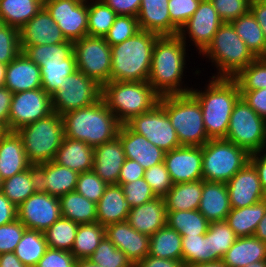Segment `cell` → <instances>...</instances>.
I'll use <instances>...</instances> for the list:
<instances>
[{"label":"cell","mask_w":266,"mask_h":267,"mask_svg":"<svg viewBox=\"0 0 266 267\" xmlns=\"http://www.w3.org/2000/svg\"><path fill=\"white\" fill-rule=\"evenodd\" d=\"M73 53L77 70L101 86L110 81L112 52L104 37L86 35L74 41Z\"/></svg>","instance_id":"7c38bea8"},{"label":"cell","mask_w":266,"mask_h":267,"mask_svg":"<svg viewBox=\"0 0 266 267\" xmlns=\"http://www.w3.org/2000/svg\"><path fill=\"white\" fill-rule=\"evenodd\" d=\"M59 202L63 218L77 224L97 222L96 203L76 191L62 195L59 197Z\"/></svg>","instance_id":"d590c367"},{"label":"cell","mask_w":266,"mask_h":267,"mask_svg":"<svg viewBox=\"0 0 266 267\" xmlns=\"http://www.w3.org/2000/svg\"><path fill=\"white\" fill-rule=\"evenodd\" d=\"M126 156L118 137L94 148L93 171L108 185L117 184Z\"/></svg>","instance_id":"cb8c5ba5"},{"label":"cell","mask_w":266,"mask_h":267,"mask_svg":"<svg viewBox=\"0 0 266 267\" xmlns=\"http://www.w3.org/2000/svg\"><path fill=\"white\" fill-rule=\"evenodd\" d=\"M125 124L164 152L181 146L176 130L172 126L165 109L159 103L150 111L132 117Z\"/></svg>","instance_id":"4fadbf2b"},{"label":"cell","mask_w":266,"mask_h":267,"mask_svg":"<svg viewBox=\"0 0 266 267\" xmlns=\"http://www.w3.org/2000/svg\"><path fill=\"white\" fill-rule=\"evenodd\" d=\"M213 261L214 253H212L211 234L207 231L205 235H200L198 263H206Z\"/></svg>","instance_id":"2644e50d"},{"label":"cell","mask_w":266,"mask_h":267,"mask_svg":"<svg viewBox=\"0 0 266 267\" xmlns=\"http://www.w3.org/2000/svg\"><path fill=\"white\" fill-rule=\"evenodd\" d=\"M266 212V199L243 208H231L225 222L230 226L236 236H254L259 221Z\"/></svg>","instance_id":"836d02e7"},{"label":"cell","mask_w":266,"mask_h":267,"mask_svg":"<svg viewBox=\"0 0 266 267\" xmlns=\"http://www.w3.org/2000/svg\"><path fill=\"white\" fill-rule=\"evenodd\" d=\"M254 236L266 243V212L263 218L259 221Z\"/></svg>","instance_id":"34e18365"},{"label":"cell","mask_w":266,"mask_h":267,"mask_svg":"<svg viewBox=\"0 0 266 267\" xmlns=\"http://www.w3.org/2000/svg\"><path fill=\"white\" fill-rule=\"evenodd\" d=\"M160 97L148 81H109L102 86L101 98L121 124L153 109Z\"/></svg>","instance_id":"5b68a950"},{"label":"cell","mask_w":266,"mask_h":267,"mask_svg":"<svg viewBox=\"0 0 266 267\" xmlns=\"http://www.w3.org/2000/svg\"><path fill=\"white\" fill-rule=\"evenodd\" d=\"M100 267H134L131 260L105 236L88 258Z\"/></svg>","instance_id":"c3c4849f"},{"label":"cell","mask_w":266,"mask_h":267,"mask_svg":"<svg viewBox=\"0 0 266 267\" xmlns=\"http://www.w3.org/2000/svg\"><path fill=\"white\" fill-rule=\"evenodd\" d=\"M207 231L211 234L214 261L222 260L238 237L225 221L210 222Z\"/></svg>","instance_id":"681fc988"},{"label":"cell","mask_w":266,"mask_h":267,"mask_svg":"<svg viewBox=\"0 0 266 267\" xmlns=\"http://www.w3.org/2000/svg\"><path fill=\"white\" fill-rule=\"evenodd\" d=\"M139 30L137 17L117 15L104 38L110 46H115L133 37Z\"/></svg>","instance_id":"f907efd6"},{"label":"cell","mask_w":266,"mask_h":267,"mask_svg":"<svg viewBox=\"0 0 266 267\" xmlns=\"http://www.w3.org/2000/svg\"><path fill=\"white\" fill-rule=\"evenodd\" d=\"M8 128L3 124L0 123V139L8 132Z\"/></svg>","instance_id":"979ff035"},{"label":"cell","mask_w":266,"mask_h":267,"mask_svg":"<svg viewBox=\"0 0 266 267\" xmlns=\"http://www.w3.org/2000/svg\"><path fill=\"white\" fill-rule=\"evenodd\" d=\"M121 188L126 201L130 203L132 208L147 203L157 197L144 178H139L129 183H123Z\"/></svg>","instance_id":"11a10c76"},{"label":"cell","mask_w":266,"mask_h":267,"mask_svg":"<svg viewBox=\"0 0 266 267\" xmlns=\"http://www.w3.org/2000/svg\"><path fill=\"white\" fill-rule=\"evenodd\" d=\"M51 113L52 96L43 88L14 93L9 113V131H17Z\"/></svg>","instance_id":"9a60e30c"},{"label":"cell","mask_w":266,"mask_h":267,"mask_svg":"<svg viewBox=\"0 0 266 267\" xmlns=\"http://www.w3.org/2000/svg\"><path fill=\"white\" fill-rule=\"evenodd\" d=\"M131 209L121 185L110 184L96 203L97 222L106 227L110 224L127 221Z\"/></svg>","instance_id":"f1b7e54d"},{"label":"cell","mask_w":266,"mask_h":267,"mask_svg":"<svg viewBox=\"0 0 266 267\" xmlns=\"http://www.w3.org/2000/svg\"><path fill=\"white\" fill-rule=\"evenodd\" d=\"M148 255L182 261V236L165 225L150 236Z\"/></svg>","instance_id":"74e56055"},{"label":"cell","mask_w":266,"mask_h":267,"mask_svg":"<svg viewBox=\"0 0 266 267\" xmlns=\"http://www.w3.org/2000/svg\"><path fill=\"white\" fill-rule=\"evenodd\" d=\"M32 165L53 161L64 138L63 118L56 112L16 131Z\"/></svg>","instance_id":"ba28073f"},{"label":"cell","mask_w":266,"mask_h":267,"mask_svg":"<svg viewBox=\"0 0 266 267\" xmlns=\"http://www.w3.org/2000/svg\"><path fill=\"white\" fill-rule=\"evenodd\" d=\"M101 96L102 86L76 70L63 80L58 91L52 95L53 112L62 116L70 111L95 104Z\"/></svg>","instance_id":"8fae6325"},{"label":"cell","mask_w":266,"mask_h":267,"mask_svg":"<svg viewBox=\"0 0 266 267\" xmlns=\"http://www.w3.org/2000/svg\"><path fill=\"white\" fill-rule=\"evenodd\" d=\"M0 267H26L14 254L7 252L0 254Z\"/></svg>","instance_id":"753ad0ef"},{"label":"cell","mask_w":266,"mask_h":267,"mask_svg":"<svg viewBox=\"0 0 266 267\" xmlns=\"http://www.w3.org/2000/svg\"><path fill=\"white\" fill-rule=\"evenodd\" d=\"M47 248L44 232L26 229L14 254L26 267H36Z\"/></svg>","instance_id":"60d3db41"},{"label":"cell","mask_w":266,"mask_h":267,"mask_svg":"<svg viewBox=\"0 0 266 267\" xmlns=\"http://www.w3.org/2000/svg\"><path fill=\"white\" fill-rule=\"evenodd\" d=\"M250 154L266 148V120L260 117L242 98L231 113L224 138Z\"/></svg>","instance_id":"30bf717a"},{"label":"cell","mask_w":266,"mask_h":267,"mask_svg":"<svg viewBox=\"0 0 266 267\" xmlns=\"http://www.w3.org/2000/svg\"><path fill=\"white\" fill-rule=\"evenodd\" d=\"M31 166L21 137L16 131H8L0 139V176L2 180L19 174Z\"/></svg>","instance_id":"4316f807"},{"label":"cell","mask_w":266,"mask_h":267,"mask_svg":"<svg viewBox=\"0 0 266 267\" xmlns=\"http://www.w3.org/2000/svg\"><path fill=\"white\" fill-rule=\"evenodd\" d=\"M108 184L104 182L93 170L79 173L76 192L88 200L97 203L105 192Z\"/></svg>","instance_id":"f5cc1de1"},{"label":"cell","mask_w":266,"mask_h":267,"mask_svg":"<svg viewBox=\"0 0 266 267\" xmlns=\"http://www.w3.org/2000/svg\"><path fill=\"white\" fill-rule=\"evenodd\" d=\"M44 0H0V21L22 28L43 7Z\"/></svg>","instance_id":"8d00e7d4"},{"label":"cell","mask_w":266,"mask_h":267,"mask_svg":"<svg viewBox=\"0 0 266 267\" xmlns=\"http://www.w3.org/2000/svg\"><path fill=\"white\" fill-rule=\"evenodd\" d=\"M231 210L226 183L203 180L198 211L209 221H225Z\"/></svg>","instance_id":"f546056e"},{"label":"cell","mask_w":266,"mask_h":267,"mask_svg":"<svg viewBox=\"0 0 266 267\" xmlns=\"http://www.w3.org/2000/svg\"><path fill=\"white\" fill-rule=\"evenodd\" d=\"M19 36L20 46L54 45L66 41L60 28L44 7L19 29Z\"/></svg>","instance_id":"44dd1931"},{"label":"cell","mask_w":266,"mask_h":267,"mask_svg":"<svg viewBox=\"0 0 266 267\" xmlns=\"http://www.w3.org/2000/svg\"><path fill=\"white\" fill-rule=\"evenodd\" d=\"M169 0H141L137 20L140 30L164 35H178L179 29L171 22Z\"/></svg>","instance_id":"484cf974"},{"label":"cell","mask_w":266,"mask_h":267,"mask_svg":"<svg viewBox=\"0 0 266 267\" xmlns=\"http://www.w3.org/2000/svg\"><path fill=\"white\" fill-rule=\"evenodd\" d=\"M201 54L216 67L217 72L212 76L215 78H234L256 58L231 23L219 27Z\"/></svg>","instance_id":"8992f818"},{"label":"cell","mask_w":266,"mask_h":267,"mask_svg":"<svg viewBox=\"0 0 266 267\" xmlns=\"http://www.w3.org/2000/svg\"><path fill=\"white\" fill-rule=\"evenodd\" d=\"M61 217L59 198L41 190L17 207V219L29 230L45 232Z\"/></svg>","instance_id":"2e32d148"},{"label":"cell","mask_w":266,"mask_h":267,"mask_svg":"<svg viewBox=\"0 0 266 267\" xmlns=\"http://www.w3.org/2000/svg\"><path fill=\"white\" fill-rule=\"evenodd\" d=\"M203 190V180L173 184L163 197L167 211L198 210Z\"/></svg>","instance_id":"d6a6232c"},{"label":"cell","mask_w":266,"mask_h":267,"mask_svg":"<svg viewBox=\"0 0 266 267\" xmlns=\"http://www.w3.org/2000/svg\"><path fill=\"white\" fill-rule=\"evenodd\" d=\"M245 267H266V260L251 263Z\"/></svg>","instance_id":"09005b40"},{"label":"cell","mask_w":266,"mask_h":267,"mask_svg":"<svg viewBox=\"0 0 266 267\" xmlns=\"http://www.w3.org/2000/svg\"><path fill=\"white\" fill-rule=\"evenodd\" d=\"M164 163L173 184L203 180L202 146H180L165 152Z\"/></svg>","instance_id":"ac0fdd59"},{"label":"cell","mask_w":266,"mask_h":267,"mask_svg":"<svg viewBox=\"0 0 266 267\" xmlns=\"http://www.w3.org/2000/svg\"><path fill=\"white\" fill-rule=\"evenodd\" d=\"M39 190L37 167L29 169L3 180L2 193L12 204L18 207L28 197Z\"/></svg>","instance_id":"e575fe53"},{"label":"cell","mask_w":266,"mask_h":267,"mask_svg":"<svg viewBox=\"0 0 266 267\" xmlns=\"http://www.w3.org/2000/svg\"><path fill=\"white\" fill-rule=\"evenodd\" d=\"M23 52L40 68L45 63H61L73 54V42L66 40L58 44L20 46Z\"/></svg>","instance_id":"7bdbcfd3"},{"label":"cell","mask_w":266,"mask_h":267,"mask_svg":"<svg viewBox=\"0 0 266 267\" xmlns=\"http://www.w3.org/2000/svg\"><path fill=\"white\" fill-rule=\"evenodd\" d=\"M241 98L262 118L266 120V88L240 90Z\"/></svg>","instance_id":"94428289"},{"label":"cell","mask_w":266,"mask_h":267,"mask_svg":"<svg viewBox=\"0 0 266 267\" xmlns=\"http://www.w3.org/2000/svg\"><path fill=\"white\" fill-rule=\"evenodd\" d=\"M250 12L261 26L264 36L266 38V1L265 0H251Z\"/></svg>","instance_id":"8c879c8a"},{"label":"cell","mask_w":266,"mask_h":267,"mask_svg":"<svg viewBox=\"0 0 266 267\" xmlns=\"http://www.w3.org/2000/svg\"><path fill=\"white\" fill-rule=\"evenodd\" d=\"M74 267H100L98 264L92 263L89 259L77 260Z\"/></svg>","instance_id":"2a66077c"},{"label":"cell","mask_w":266,"mask_h":267,"mask_svg":"<svg viewBox=\"0 0 266 267\" xmlns=\"http://www.w3.org/2000/svg\"><path fill=\"white\" fill-rule=\"evenodd\" d=\"M62 118L64 137L84 141L93 148L114 140L121 126L102 98L88 107L70 111Z\"/></svg>","instance_id":"3957f363"},{"label":"cell","mask_w":266,"mask_h":267,"mask_svg":"<svg viewBox=\"0 0 266 267\" xmlns=\"http://www.w3.org/2000/svg\"><path fill=\"white\" fill-rule=\"evenodd\" d=\"M184 267H227L223 260L206 262V263H191L188 265H184Z\"/></svg>","instance_id":"11e5206c"},{"label":"cell","mask_w":266,"mask_h":267,"mask_svg":"<svg viewBox=\"0 0 266 267\" xmlns=\"http://www.w3.org/2000/svg\"><path fill=\"white\" fill-rule=\"evenodd\" d=\"M39 190L61 197L76 190L79 173L54 161L36 165Z\"/></svg>","instance_id":"603a6c76"},{"label":"cell","mask_w":266,"mask_h":267,"mask_svg":"<svg viewBox=\"0 0 266 267\" xmlns=\"http://www.w3.org/2000/svg\"><path fill=\"white\" fill-rule=\"evenodd\" d=\"M117 15H130L137 17L141 6V0H102Z\"/></svg>","instance_id":"e7e4bbea"},{"label":"cell","mask_w":266,"mask_h":267,"mask_svg":"<svg viewBox=\"0 0 266 267\" xmlns=\"http://www.w3.org/2000/svg\"><path fill=\"white\" fill-rule=\"evenodd\" d=\"M21 52L19 29L0 24V63L8 65Z\"/></svg>","instance_id":"816d5d0a"},{"label":"cell","mask_w":266,"mask_h":267,"mask_svg":"<svg viewBox=\"0 0 266 267\" xmlns=\"http://www.w3.org/2000/svg\"><path fill=\"white\" fill-rule=\"evenodd\" d=\"M134 267H184L181 260L157 258L151 255L145 256Z\"/></svg>","instance_id":"003e7915"},{"label":"cell","mask_w":266,"mask_h":267,"mask_svg":"<svg viewBox=\"0 0 266 267\" xmlns=\"http://www.w3.org/2000/svg\"><path fill=\"white\" fill-rule=\"evenodd\" d=\"M27 228L19 220L0 226V254L14 252Z\"/></svg>","instance_id":"680465c9"},{"label":"cell","mask_w":266,"mask_h":267,"mask_svg":"<svg viewBox=\"0 0 266 267\" xmlns=\"http://www.w3.org/2000/svg\"><path fill=\"white\" fill-rule=\"evenodd\" d=\"M7 65L0 63V87L4 86V80L6 76Z\"/></svg>","instance_id":"b9fcfbb0"},{"label":"cell","mask_w":266,"mask_h":267,"mask_svg":"<svg viewBox=\"0 0 266 267\" xmlns=\"http://www.w3.org/2000/svg\"><path fill=\"white\" fill-rule=\"evenodd\" d=\"M239 90L266 88V57L255 58L233 78Z\"/></svg>","instance_id":"7dc6e473"},{"label":"cell","mask_w":266,"mask_h":267,"mask_svg":"<svg viewBox=\"0 0 266 267\" xmlns=\"http://www.w3.org/2000/svg\"><path fill=\"white\" fill-rule=\"evenodd\" d=\"M208 82L203 91L191 87L190 93L200 104L208 137L225 138L231 113L236 102L241 98L240 90L233 78L211 77Z\"/></svg>","instance_id":"7a4b0ae2"},{"label":"cell","mask_w":266,"mask_h":267,"mask_svg":"<svg viewBox=\"0 0 266 267\" xmlns=\"http://www.w3.org/2000/svg\"><path fill=\"white\" fill-rule=\"evenodd\" d=\"M4 87L13 94L42 88L40 67L23 52L7 65Z\"/></svg>","instance_id":"d4e9b609"},{"label":"cell","mask_w":266,"mask_h":267,"mask_svg":"<svg viewBox=\"0 0 266 267\" xmlns=\"http://www.w3.org/2000/svg\"><path fill=\"white\" fill-rule=\"evenodd\" d=\"M117 14L102 0H88V35L105 37Z\"/></svg>","instance_id":"f6af8a7d"},{"label":"cell","mask_w":266,"mask_h":267,"mask_svg":"<svg viewBox=\"0 0 266 267\" xmlns=\"http://www.w3.org/2000/svg\"><path fill=\"white\" fill-rule=\"evenodd\" d=\"M210 0H201L198 9L180 29L179 36L187 44L186 40L194 44L198 55L207 48L219 27L223 24ZM189 37L188 39H186ZM192 41V42H191Z\"/></svg>","instance_id":"e0dca14e"},{"label":"cell","mask_w":266,"mask_h":267,"mask_svg":"<svg viewBox=\"0 0 266 267\" xmlns=\"http://www.w3.org/2000/svg\"><path fill=\"white\" fill-rule=\"evenodd\" d=\"M222 260L227 267H245L266 260V243L255 236L239 237Z\"/></svg>","instance_id":"1f68e13d"},{"label":"cell","mask_w":266,"mask_h":267,"mask_svg":"<svg viewBox=\"0 0 266 267\" xmlns=\"http://www.w3.org/2000/svg\"><path fill=\"white\" fill-rule=\"evenodd\" d=\"M201 0H169L171 22L180 30L198 9Z\"/></svg>","instance_id":"6f0895ef"},{"label":"cell","mask_w":266,"mask_h":267,"mask_svg":"<svg viewBox=\"0 0 266 267\" xmlns=\"http://www.w3.org/2000/svg\"><path fill=\"white\" fill-rule=\"evenodd\" d=\"M43 7L72 42L88 35V0H44Z\"/></svg>","instance_id":"5bb4252c"},{"label":"cell","mask_w":266,"mask_h":267,"mask_svg":"<svg viewBox=\"0 0 266 267\" xmlns=\"http://www.w3.org/2000/svg\"><path fill=\"white\" fill-rule=\"evenodd\" d=\"M159 104L165 109L181 146H203L210 140L200 104L191 93L161 96Z\"/></svg>","instance_id":"52a82bcc"},{"label":"cell","mask_w":266,"mask_h":267,"mask_svg":"<svg viewBox=\"0 0 266 267\" xmlns=\"http://www.w3.org/2000/svg\"><path fill=\"white\" fill-rule=\"evenodd\" d=\"M250 155L224 138L210 139L202 146L203 180L227 183L250 161Z\"/></svg>","instance_id":"9c48e42d"},{"label":"cell","mask_w":266,"mask_h":267,"mask_svg":"<svg viewBox=\"0 0 266 267\" xmlns=\"http://www.w3.org/2000/svg\"><path fill=\"white\" fill-rule=\"evenodd\" d=\"M117 137L123 145L126 158L138 162L145 170L164 162L165 152L126 124H121Z\"/></svg>","instance_id":"7402d4cb"},{"label":"cell","mask_w":266,"mask_h":267,"mask_svg":"<svg viewBox=\"0 0 266 267\" xmlns=\"http://www.w3.org/2000/svg\"><path fill=\"white\" fill-rule=\"evenodd\" d=\"M127 222L138 232L153 235L167 225V210L163 197L134 207L128 213Z\"/></svg>","instance_id":"83f0119b"},{"label":"cell","mask_w":266,"mask_h":267,"mask_svg":"<svg viewBox=\"0 0 266 267\" xmlns=\"http://www.w3.org/2000/svg\"><path fill=\"white\" fill-rule=\"evenodd\" d=\"M250 162L256 168L262 189L266 194V148L252 153L250 155Z\"/></svg>","instance_id":"a7ac6f4b"},{"label":"cell","mask_w":266,"mask_h":267,"mask_svg":"<svg viewBox=\"0 0 266 267\" xmlns=\"http://www.w3.org/2000/svg\"><path fill=\"white\" fill-rule=\"evenodd\" d=\"M78 226L72 220L61 217L44 232L47 246L71 252Z\"/></svg>","instance_id":"bcb514c9"},{"label":"cell","mask_w":266,"mask_h":267,"mask_svg":"<svg viewBox=\"0 0 266 267\" xmlns=\"http://www.w3.org/2000/svg\"><path fill=\"white\" fill-rule=\"evenodd\" d=\"M17 219V207L0 192V226L9 224Z\"/></svg>","instance_id":"03108f58"},{"label":"cell","mask_w":266,"mask_h":267,"mask_svg":"<svg viewBox=\"0 0 266 267\" xmlns=\"http://www.w3.org/2000/svg\"><path fill=\"white\" fill-rule=\"evenodd\" d=\"M53 161L78 173L93 170L94 148L84 141L63 138Z\"/></svg>","instance_id":"4dcf8cb0"},{"label":"cell","mask_w":266,"mask_h":267,"mask_svg":"<svg viewBox=\"0 0 266 267\" xmlns=\"http://www.w3.org/2000/svg\"><path fill=\"white\" fill-rule=\"evenodd\" d=\"M200 235L182 236V262L184 265L198 263Z\"/></svg>","instance_id":"6125c7cd"},{"label":"cell","mask_w":266,"mask_h":267,"mask_svg":"<svg viewBox=\"0 0 266 267\" xmlns=\"http://www.w3.org/2000/svg\"><path fill=\"white\" fill-rule=\"evenodd\" d=\"M231 24L256 58L266 57V38L250 11L233 20Z\"/></svg>","instance_id":"f35d334b"},{"label":"cell","mask_w":266,"mask_h":267,"mask_svg":"<svg viewBox=\"0 0 266 267\" xmlns=\"http://www.w3.org/2000/svg\"><path fill=\"white\" fill-rule=\"evenodd\" d=\"M105 236L135 265L149 253L150 236L135 230L127 221L105 227Z\"/></svg>","instance_id":"ffe728a7"},{"label":"cell","mask_w":266,"mask_h":267,"mask_svg":"<svg viewBox=\"0 0 266 267\" xmlns=\"http://www.w3.org/2000/svg\"><path fill=\"white\" fill-rule=\"evenodd\" d=\"M186 47L179 35L157 37L148 82L160 96L190 93L192 88L182 81L186 76V59L189 58Z\"/></svg>","instance_id":"6da1fadb"},{"label":"cell","mask_w":266,"mask_h":267,"mask_svg":"<svg viewBox=\"0 0 266 267\" xmlns=\"http://www.w3.org/2000/svg\"><path fill=\"white\" fill-rule=\"evenodd\" d=\"M13 93L6 87H0V123L9 130V113Z\"/></svg>","instance_id":"89a4df30"},{"label":"cell","mask_w":266,"mask_h":267,"mask_svg":"<svg viewBox=\"0 0 266 267\" xmlns=\"http://www.w3.org/2000/svg\"><path fill=\"white\" fill-rule=\"evenodd\" d=\"M226 185L231 208L251 206L266 199L258 172L250 161Z\"/></svg>","instance_id":"d6986e66"},{"label":"cell","mask_w":266,"mask_h":267,"mask_svg":"<svg viewBox=\"0 0 266 267\" xmlns=\"http://www.w3.org/2000/svg\"><path fill=\"white\" fill-rule=\"evenodd\" d=\"M2 185H3V180H2V178L0 176V192H2Z\"/></svg>","instance_id":"deb4b68c"},{"label":"cell","mask_w":266,"mask_h":267,"mask_svg":"<svg viewBox=\"0 0 266 267\" xmlns=\"http://www.w3.org/2000/svg\"><path fill=\"white\" fill-rule=\"evenodd\" d=\"M77 70L74 53L61 63H45L41 68L42 88L52 96L58 91L60 84Z\"/></svg>","instance_id":"ee69618b"},{"label":"cell","mask_w":266,"mask_h":267,"mask_svg":"<svg viewBox=\"0 0 266 267\" xmlns=\"http://www.w3.org/2000/svg\"><path fill=\"white\" fill-rule=\"evenodd\" d=\"M145 169L136 161L125 159V162L120 170L118 185L123 183L133 182L139 178H143Z\"/></svg>","instance_id":"be15d7a7"},{"label":"cell","mask_w":266,"mask_h":267,"mask_svg":"<svg viewBox=\"0 0 266 267\" xmlns=\"http://www.w3.org/2000/svg\"><path fill=\"white\" fill-rule=\"evenodd\" d=\"M209 223L198 210L167 211V225L181 236L205 235Z\"/></svg>","instance_id":"ab89813d"},{"label":"cell","mask_w":266,"mask_h":267,"mask_svg":"<svg viewBox=\"0 0 266 267\" xmlns=\"http://www.w3.org/2000/svg\"><path fill=\"white\" fill-rule=\"evenodd\" d=\"M76 261L70 251L48 247L36 267H74Z\"/></svg>","instance_id":"91938a15"},{"label":"cell","mask_w":266,"mask_h":267,"mask_svg":"<svg viewBox=\"0 0 266 267\" xmlns=\"http://www.w3.org/2000/svg\"><path fill=\"white\" fill-rule=\"evenodd\" d=\"M105 237V227L98 222L79 224L71 254L77 259H88Z\"/></svg>","instance_id":"b9f144b4"},{"label":"cell","mask_w":266,"mask_h":267,"mask_svg":"<svg viewBox=\"0 0 266 267\" xmlns=\"http://www.w3.org/2000/svg\"><path fill=\"white\" fill-rule=\"evenodd\" d=\"M143 178L157 197H164L173 186L164 162L146 169Z\"/></svg>","instance_id":"db71d44e"},{"label":"cell","mask_w":266,"mask_h":267,"mask_svg":"<svg viewBox=\"0 0 266 267\" xmlns=\"http://www.w3.org/2000/svg\"><path fill=\"white\" fill-rule=\"evenodd\" d=\"M159 35L139 30L133 37L111 46L110 81H148L152 52Z\"/></svg>","instance_id":"277c9868"},{"label":"cell","mask_w":266,"mask_h":267,"mask_svg":"<svg viewBox=\"0 0 266 267\" xmlns=\"http://www.w3.org/2000/svg\"><path fill=\"white\" fill-rule=\"evenodd\" d=\"M224 23H231L250 11L251 0H210Z\"/></svg>","instance_id":"9f6ffc18"}]
</instances>
